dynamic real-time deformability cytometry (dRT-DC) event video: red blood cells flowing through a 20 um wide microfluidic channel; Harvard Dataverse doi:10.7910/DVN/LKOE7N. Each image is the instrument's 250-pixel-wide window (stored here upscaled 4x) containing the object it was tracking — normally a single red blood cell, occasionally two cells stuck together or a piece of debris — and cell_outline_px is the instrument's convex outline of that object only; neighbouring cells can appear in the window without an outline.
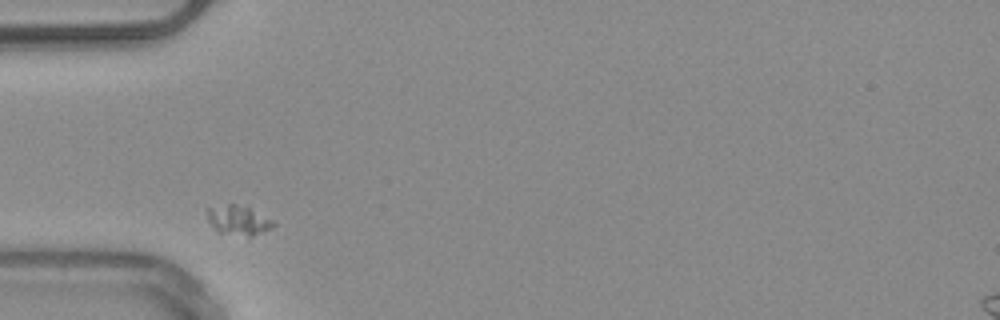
{"species": "common noctule bat (a hibernating species)", "species_latin": "Nyctalus noctula", "temperature_condition": "warm", "stored_images_in_passage": 2, "camera_frame_rate_fps": 3000, "um_per_image_px": 0.085, "animal": {"sex": "male", "body_mass_g": 20.4}, "frame": {"image": 1, "passage_image": 1, "time_ms": 0.0, "image_size_px": [1000, 320], "cell_outline_px": [[276, 224], [272, 228], [252, 236], [248, 236], [220, 232], [208, 220], [204, 212], [204, 208], [228, 204], [236, 204], [248, 208], [272, 220]], "centroid_in_image_um": [20.21, 18.7], "position_along_channel_um": 64.8, "area_um2": 11.16}}
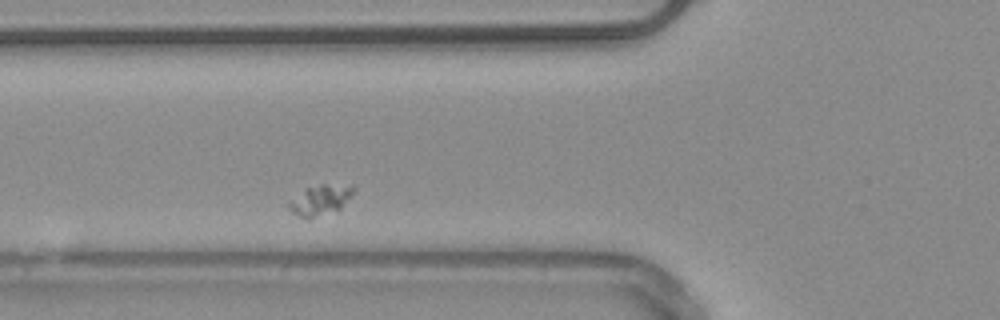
{"frame": {"image": 2, "passage_image": 2, "time_ms": 1.0, "image_size_px": [1000, 320], "cell_outline_px": [[356, 188], [340, 212], [308, 220], [292, 212], [288, 208], [288, 200], [308, 188], [320, 184], [352, 184]], "centroid_in_image_um": [27.28, 17.04], "position_along_channel_um": 98.5, "area_um2": 12.02}}